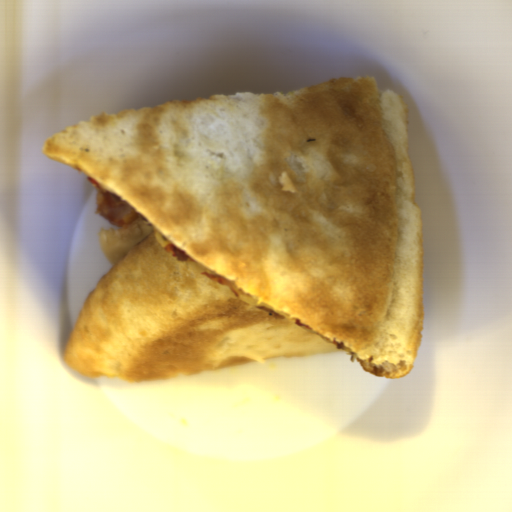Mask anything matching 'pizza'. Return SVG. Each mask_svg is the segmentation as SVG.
<instances>
[{"mask_svg": "<svg viewBox=\"0 0 512 512\" xmlns=\"http://www.w3.org/2000/svg\"><path fill=\"white\" fill-rule=\"evenodd\" d=\"M41 151L137 215L100 231L108 268L66 338L87 379L326 352L408 375L423 216L400 94L371 75L105 111Z\"/></svg>", "mask_w": 512, "mask_h": 512, "instance_id": "obj_1", "label": "pizza"}]
</instances>
